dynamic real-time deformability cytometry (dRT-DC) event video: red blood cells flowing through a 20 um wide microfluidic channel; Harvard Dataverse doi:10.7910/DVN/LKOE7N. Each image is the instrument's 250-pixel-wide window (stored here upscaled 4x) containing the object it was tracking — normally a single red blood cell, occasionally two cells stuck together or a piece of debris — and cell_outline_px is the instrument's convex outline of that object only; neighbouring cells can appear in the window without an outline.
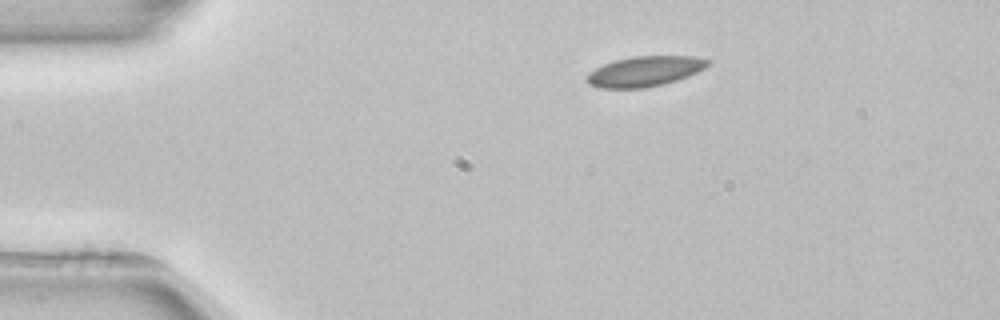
{"species": "common noctule bat (a hibernating species)", "species_latin": "Nyctalus noctula", "temperature_condition": "room temperature", "stored_images_in_passage": 3, "camera_frame_rate_fps": 3000, "um_per_image_px": 0.085, "animal": {"sex": "female", "body_mass_g": 22.7, "forearm_length_mm": 54.2}, "frame": {"image": 1, "passage_image": 1, "time_ms": 0.0, "image_size_px": [1000, 320], "cell_outline_px": [[712, 60], [704, 68], [688, 76], [664, 84], [644, 88], [600, 88], [588, 84], [584, 80], [584, 76], [588, 72], [604, 64], [616, 60], [632, 56], [696, 56]], "centroid_in_image_um": [54.77, 6.06], "position_along_channel_um": 30.2, "area_um2": 21.44}}
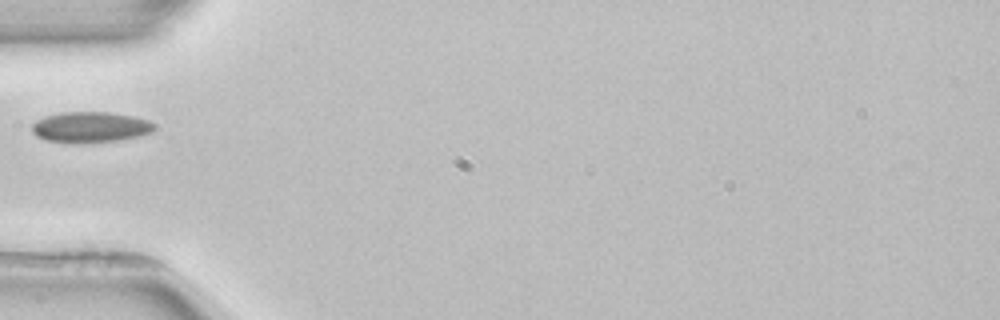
{"frame": {"image": 2, "passage_image": 3, "time_ms": 2.667, "image_size_px": [1000, 320], "cell_outline_px": [[156, 128], [152, 132], [140, 136], [116, 140], [48, 140], [36, 136], [32, 132], [32, 124], [36, 120], [44, 116], [60, 112], [108, 112], [132, 116], [148, 120], [156, 124]], "centroid_in_image_um": [7.72, 10.75], "position_along_channel_um": 77.3, "area_um2": 21.1}}